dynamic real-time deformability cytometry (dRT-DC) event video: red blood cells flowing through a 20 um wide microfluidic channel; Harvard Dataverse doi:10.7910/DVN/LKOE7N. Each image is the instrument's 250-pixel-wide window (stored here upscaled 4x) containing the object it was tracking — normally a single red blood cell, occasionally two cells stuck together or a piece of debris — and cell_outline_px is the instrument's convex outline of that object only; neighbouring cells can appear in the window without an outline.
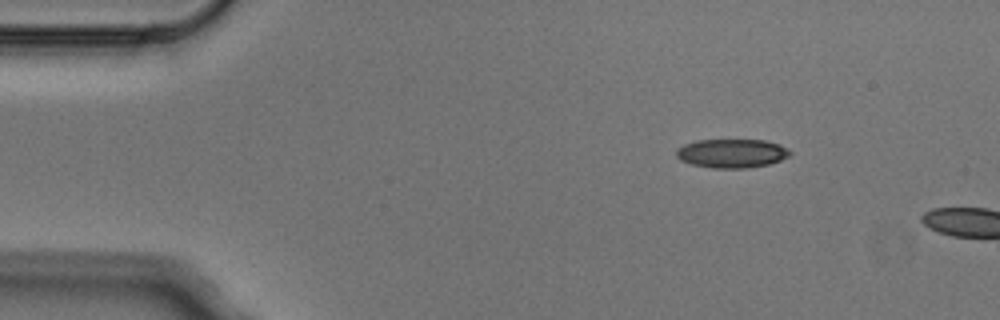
{"species": "Egyptian fruit bat (a non-hibernating species)", "species_latin": "Rousettus aegyptiacus", "temperature_condition": "cold", "stored_images_in_passage": 2, "camera_frame_rate_fps": 3000, "um_per_image_px": 0.085, "animal": {"sex": "male"}, "frame": {"image": 1, "passage_image": 1, "time_ms": 0.0, "image_size_px": [1000, 320], "cell_outline_px": [[792, 152], [788, 156], [780, 160], [768, 164], [748, 168], [712, 168], [692, 164], [680, 160], [676, 156], [676, 148], [684, 144], [696, 140], [764, 140], [780, 144], [788, 148]], "centroid_in_image_um": [62.19, 13.03], "position_along_channel_um": 22.8, "area_um2": 19.19}}